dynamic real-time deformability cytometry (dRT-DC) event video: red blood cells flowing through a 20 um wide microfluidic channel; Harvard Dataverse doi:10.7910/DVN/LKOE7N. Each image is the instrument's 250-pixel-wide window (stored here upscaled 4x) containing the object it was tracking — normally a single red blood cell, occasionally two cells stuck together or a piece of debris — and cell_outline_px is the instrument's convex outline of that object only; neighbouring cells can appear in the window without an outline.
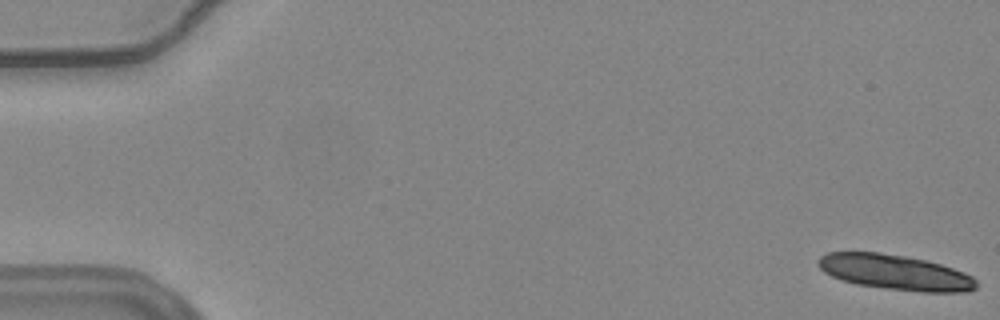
{"species": "common noctule bat (a hibernating species)", "species_latin": "Nyctalus noctula", "temperature_condition": "warm", "stored_images_in_passage": 17, "camera_frame_rate_fps": 3000, "um_per_image_px": 0.085, "animal": {"sex": "female", "body_mass_g": 24.6, "forearm_length_mm": 56.2}, "frame": {"image": 1, "passage_image": 1, "time_ms": 0.0, "image_size_px": [1000, 320], "cell_outline_px": [[980, 284], [976, 288], [968, 292], [924, 292], [888, 288], [856, 284], [840, 280], [824, 272], [820, 268], [816, 260], [820, 256], [828, 252], [880, 252], [904, 256], [924, 260], [940, 264], [964, 272], [972, 276]], "centroid_in_image_um": [76.09, 23.14], "position_along_channel_um": 8.9, "area_um2": 32.43}}